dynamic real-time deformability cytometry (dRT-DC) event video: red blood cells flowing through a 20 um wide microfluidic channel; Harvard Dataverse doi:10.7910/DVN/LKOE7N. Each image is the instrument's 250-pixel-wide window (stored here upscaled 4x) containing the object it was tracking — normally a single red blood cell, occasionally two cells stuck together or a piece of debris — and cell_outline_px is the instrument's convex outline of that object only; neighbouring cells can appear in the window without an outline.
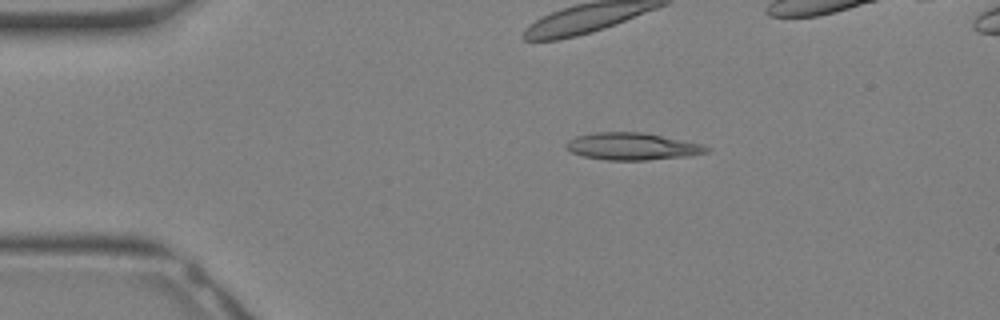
{"species": "Egyptian fruit bat (a non-hibernating species)", "species_latin": "Rousettus aegyptiacus", "temperature_condition": "warm", "stored_images_in_passage": 28, "camera_frame_rate_fps": 3000, "um_per_image_px": 0.085, "animal": {"sex": "female"}, "frame": {"image": 1, "passage_image": 1, "time_ms": 0.0, "image_size_px": [1000, 320], "cell_outline_px": [[712, 148], [708, 152], [688, 156], [648, 160], [608, 160], [584, 156], [572, 152], [564, 144], [568, 140], [576, 136], [596, 132], [644, 132], [700, 144]], "centroid_in_image_um": [53.74, 12.44], "position_along_channel_um": 31.3, "area_um2": 22.08}}